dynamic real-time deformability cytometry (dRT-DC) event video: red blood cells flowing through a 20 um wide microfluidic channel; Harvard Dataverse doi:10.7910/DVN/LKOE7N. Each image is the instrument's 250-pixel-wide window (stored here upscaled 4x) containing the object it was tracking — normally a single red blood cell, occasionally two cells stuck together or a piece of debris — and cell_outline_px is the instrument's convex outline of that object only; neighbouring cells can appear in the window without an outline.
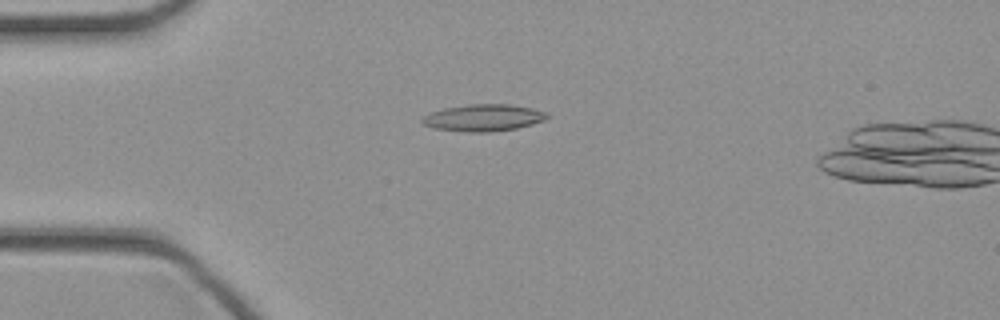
{"species": "common noctule bat (a hibernating species)", "species_latin": "Nyctalus noctula", "temperature_condition": "cold", "stored_images_in_passage": 14, "camera_frame_rate_fps": 3000, "um_per_image_px": 0.085, "animal": {"sex": "female", "body_mass_g": 21.9}, "frame": {"image": 1, "passage_image": 12, "time_ms": 3.667, "image_size_px": [1000, 320], "cell_outline_px": [[548, 116], [544, 120], [532, 124], [516, 128], [488, 132], [468, 132], [436, 128], [424, 124], [420, 120], [424, 116], [432, 112], [444, 108], [468, 104], [508, 104], [532, 108], [548, 112]], "centroid_in_image_um": [41.11, 10.0], "position_along_channel_um": 43.9, "area_um2": 19.36}}